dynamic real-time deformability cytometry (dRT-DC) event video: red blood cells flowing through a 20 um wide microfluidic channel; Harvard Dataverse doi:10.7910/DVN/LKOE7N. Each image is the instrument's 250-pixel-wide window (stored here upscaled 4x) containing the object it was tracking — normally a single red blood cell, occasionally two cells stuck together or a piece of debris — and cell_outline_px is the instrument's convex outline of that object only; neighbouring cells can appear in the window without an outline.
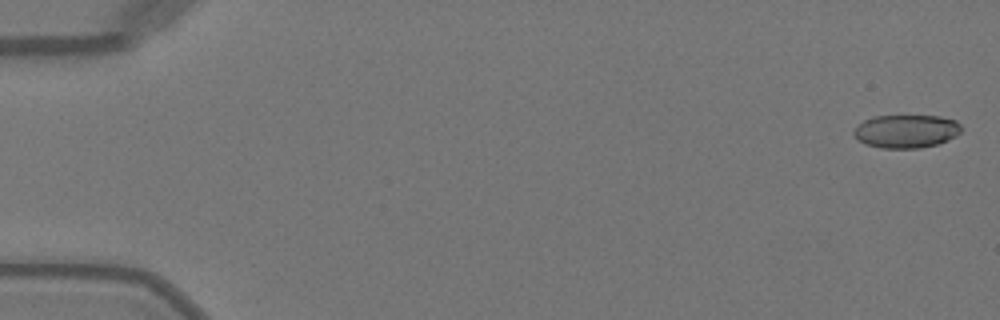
{"species": "Egyptian fruit bat (a non-hibernating species)", "species_latin": "Rousettus aegyptiacus", "temperature_condition": "warm", "stored_images_in_passage": 50, "camera_frame_rate_fps": 3000, "um_per_image_px": 0.085, "animal": {"sex": "female"}, "frame": {"image": 1, "passage_image": 1, "time_ms": 0.0, "image_size_px": [1000, 320], "cell_outline_px": [[960, 132], [956, 136], [948, 140], [936, 144], [920, 148], [880, 148], [864, 144], [852, 132], [864, 120], [872, 116], [940, 116], [956, 120], [960, 124]], "centroid_in_image_um": [77.04, 11.15], "position_along_channel_um": 8.0, "area_um2": 20.75}}
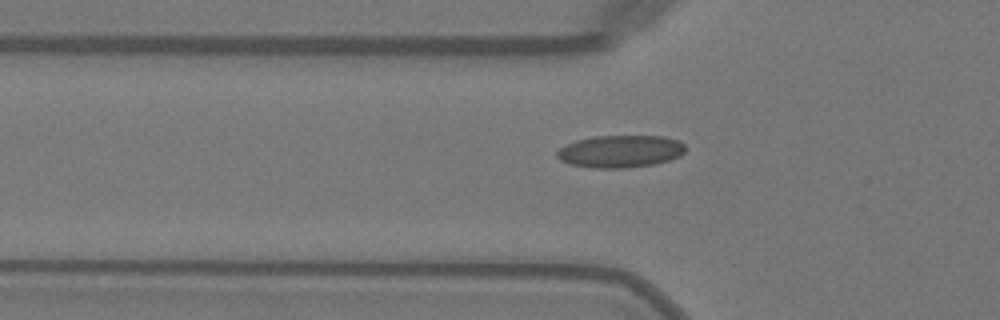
{"frame": {"image": 2, "passage_image": 17, "time_ms": 5.333, "image_size_px": [1000, 320], "cell_outline_px": [[688, 148], [680, 156], [668, 160], [652, 164], [624, 168], [592, 168], [568, 164], [560, 160], [556, 156], [556, 152], [560, 148], [576, 140], [596, 136], [664, 136], [680, 140]], "centroid_in_image_um": [52.74, 12.86], "position_along_channel_um": 73.1, "area_um2": 24.33}}
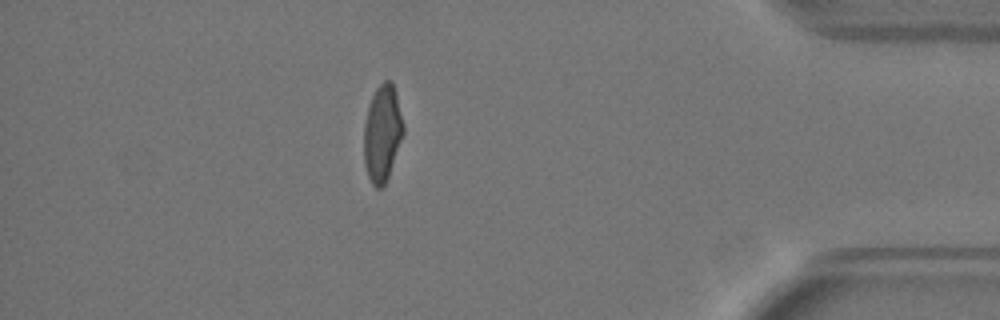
{"frame": {"image": 3, "passage_image": 44, "time_ms": 14.333, "image_size_px": [1000, 320], "cell_outline_px": [[404, 132], [384, 188], [376, 188], [372, 184], [368, 176], [364, 164], [364, 124], [368, 108], [372, 96], [376, 88], [384, 80], [392, 80], [396, 92], [404, 124]], "centroid_in_image_um": [32.5, 11.33], "position_along_channel_um": 402.7, "area_um2": 22.31}, "authors_computed_cell_mechanics": {"area_um2": 22.5998, "velocity_mm_per_s": 4.0956, "shape_relaxation_time_tau1_ms": 5.2975, "shape_relaxation_time_tau2_ms": 0.627, "deformation_change_tau1": 0.1485, "deformation_change_tau2": 0.051}}